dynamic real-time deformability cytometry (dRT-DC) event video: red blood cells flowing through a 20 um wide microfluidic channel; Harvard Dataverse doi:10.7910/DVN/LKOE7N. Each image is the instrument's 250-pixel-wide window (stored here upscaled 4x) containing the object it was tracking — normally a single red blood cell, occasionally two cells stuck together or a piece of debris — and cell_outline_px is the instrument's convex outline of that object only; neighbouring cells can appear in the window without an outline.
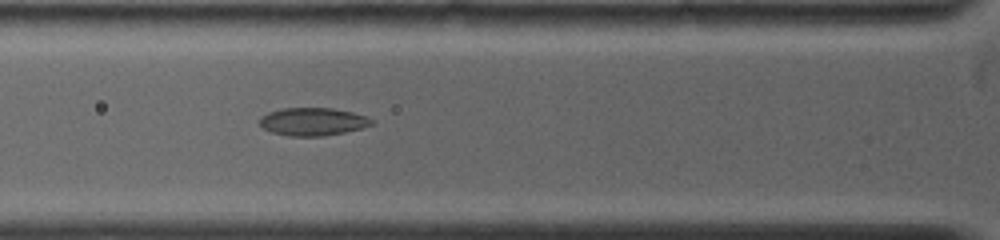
{"species": "common noctule bat (a hibernating species)", "species_latin": "Nyctalus noctula", "temperature_condition": "warm", "stored_images_in_passage": 12, "camera_frame_rate_fps": 5000, "um_per_image_px": 0.085, "animal": {"sex": "female", "body_mass_g": 19.0, "forearm_length_mm": 53.3}, "frame": {"image": 1, "passage_image": 7, "time_ms": 3.4, "image_size_px": [1000, 240], "cell_outline_px": [[372, 124], [360, 128], [344, 132], [320, 136], [288, 136], [272, 132], [264, 128], [260, 124], [260, 116], [268, 112], [284, 108], [332, 108], [352, 112], [368, 116], [372, 120]], "centroid_in_image_um": [26.57, 10.33], "position_along_channel_um": 99.2, "area_um2": 18.03}}
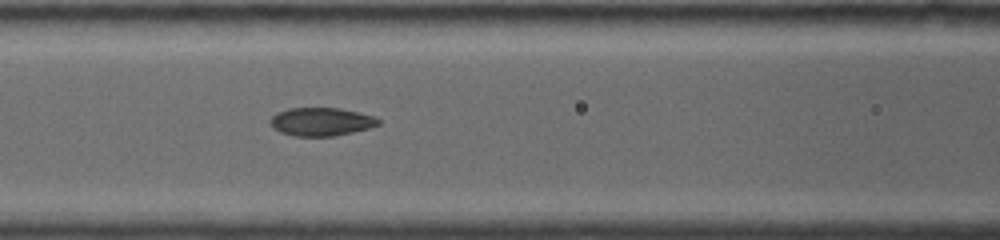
{"frame": {"image": 2, "passage_image": 9, "time_ms": 4.4, "image_size_px": [1000, 240], "cell_outline_px": [[380, 124], [368, 128], [336, 136], [292, 136], [280, 132], [272, 128], [268, 120], [276, 112], [288, 108], [340, 108], [376, 116], [380, 120]], "centroid_in_image_um": [27.27, 10.34], "position_along_channel_um": 139.3, "area_um2": 18.03}}
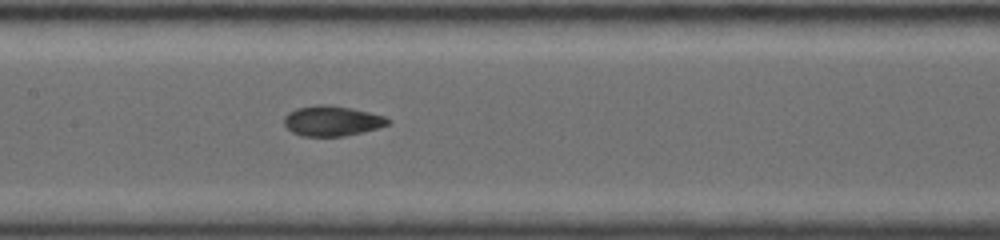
{"frame": {"image": 3, "passage_image": 12, "time_ms": 5.4, "image_size_px": [1000, 240], "cell_outline_px": [[392, 120], [388, 124], [376, 128], [344, 136], [300, 136], [292, 132], [284, 124], [284, 116], [288, 112], [296, 108], [316, 104], [328, 104], [352, 108], [384, 116]], "centroid_in_image_um": [28.18, 10.26], "position_along_channel_um": 179.2, "area_um2": 18.26}}